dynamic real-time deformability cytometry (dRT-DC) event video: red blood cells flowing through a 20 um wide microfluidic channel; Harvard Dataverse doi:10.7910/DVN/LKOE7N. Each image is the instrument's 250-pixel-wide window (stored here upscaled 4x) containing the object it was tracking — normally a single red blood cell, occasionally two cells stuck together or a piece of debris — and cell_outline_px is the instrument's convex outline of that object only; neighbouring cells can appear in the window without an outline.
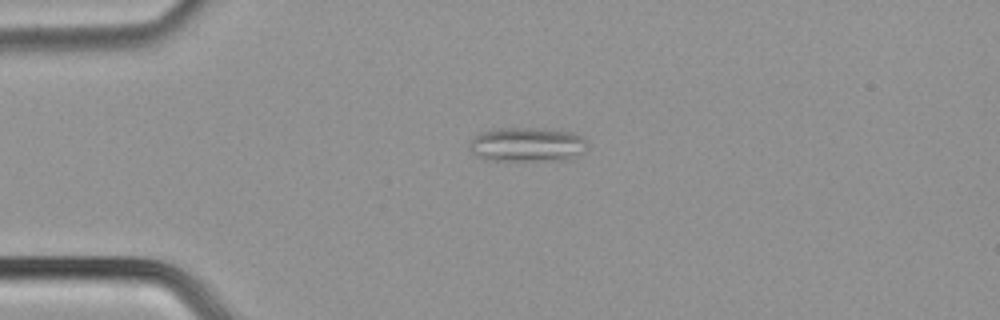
{"species": "common noctule bat (a hibernating species)", "species_latin": "Nyctalus noctula", "temperature_condition": "cold", "stored_images_in_passage": 39, "camera_frame_rate_fps": 3000, "um_per_image_px": 0.085, "animal": {"sex": "male", "body_mass_g": 21.5, "forearm_length_mm": 52.0}, "frame": {"image": 1, "passage_image": 1, "time_ms": 0.0, "image_size_px": [1000, 320], "cell_outline_px": [[588, 148], [584, 152], [568, 160], [492, 160], [480, 156], [472, 152], [468, 148], [468, 144], [476, 132], [496, 128], [544, 128], [572, 132], [588, 140]], "centroid_in_image_um": [44.83, 12.27], "position_along_channel_um": 40.2, "area_um2": 23.99}}
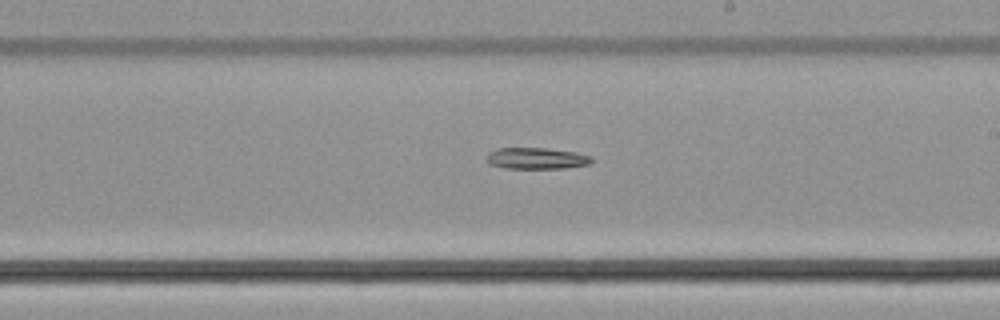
{"frame": {"image": 2, "passage_image": 18, "time_ms": 5.667, "image_size_px": [1000, 320], "cell_outline_px": [[592, 160], [588, 164], [564, 168], [504, 168], [488, 164], [484, 156], [488, 152], [500, 148], [544, 148], [576, 152], [592, 156]], "centroid_in_image_um": [45.54, 13.46], "position_along_channel_um": 243.5, "area_um2": 13.12}}
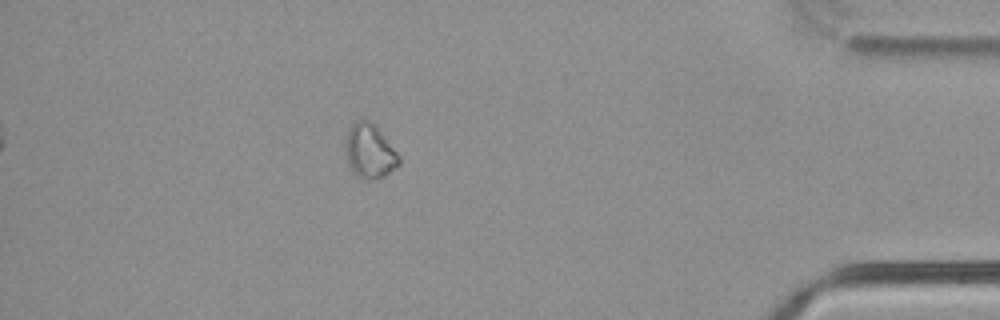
{"frame": {"image": 3, "passage_image": 33, "time_ms": 10.667, "image_size_px": [1000, 320], "cell_outline_px": [[400, 164], [384, 176], [376, 180], [360, 180], [352, 172], [348, 160], [348, 132], [352, 124], [356, 120], [368, 120], [380, 132], [400, 156]], "centroid_in_image_um": [31.45, 12.92], "position_along_channel_um": 403.7, "area_um2": 16.36}}